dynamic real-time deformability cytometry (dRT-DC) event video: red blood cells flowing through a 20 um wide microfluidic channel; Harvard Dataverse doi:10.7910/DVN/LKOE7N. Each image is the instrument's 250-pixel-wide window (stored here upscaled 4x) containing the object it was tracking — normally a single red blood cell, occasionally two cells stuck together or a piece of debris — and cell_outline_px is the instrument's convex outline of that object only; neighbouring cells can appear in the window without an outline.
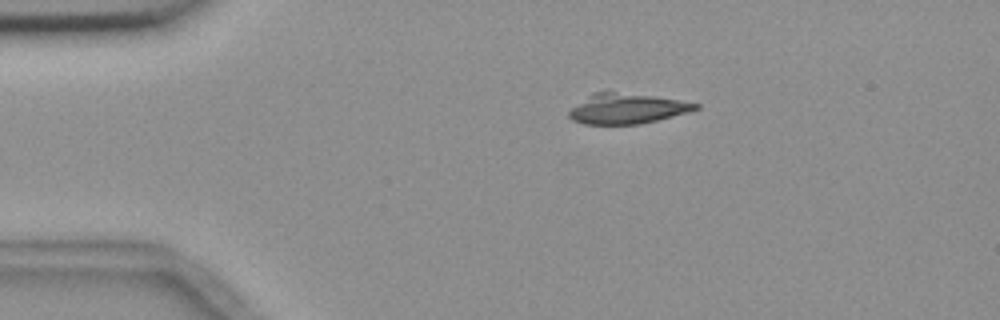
{"species": "common noctule bat (a hibernating species)", "species_latin": "Nyctalus noctula", "temperature_condition": "room temperature", "stored_images_in_passage": 3, "segment_of_instrument_passage": [1, 2], "camera_frame_rate_fps": 3000, "um_per_image_px": 0.085, "animal": {"sex": "female", "body_mass_g": 18.4}, "frame": {"image": 1, "passage_image": 1, "time_ms": 0.0, "image_size_px": [1000, 320], "cell_outline_px": [[700, 108], [688, 112], [640, 124], [584, 124], [572, 120], [568, 116], [568, 112], [572, 108], [592, 92], [612, 92], [652, 96], [700, 104]], "centroid_in_image_um": [53.25, 9.24], "position_along_channel_um": 31.7, "area_um2": 21.85}}